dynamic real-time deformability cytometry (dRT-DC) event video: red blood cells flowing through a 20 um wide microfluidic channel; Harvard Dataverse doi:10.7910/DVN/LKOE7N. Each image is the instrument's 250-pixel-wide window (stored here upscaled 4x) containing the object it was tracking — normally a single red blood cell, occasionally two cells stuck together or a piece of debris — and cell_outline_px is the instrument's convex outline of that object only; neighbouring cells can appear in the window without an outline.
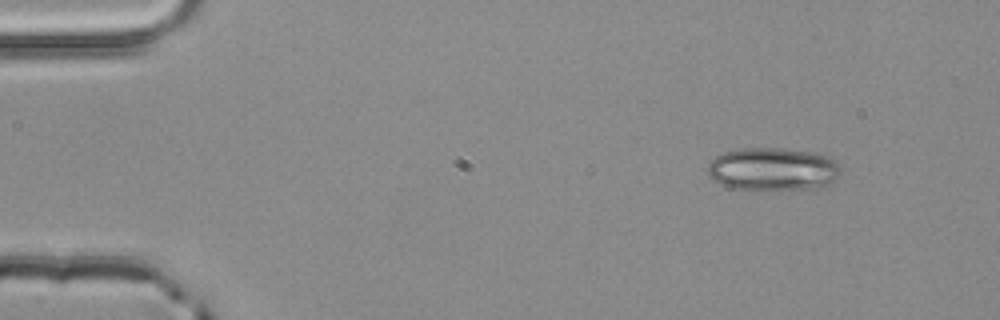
{"species": "common noctule bat (a hibernating species)", "species_latin": "Nyctalus noctula", "temperature_condition": "room temperature", "stored_images_in_passage": 3, "camera_frame_rate_fps": 3000, "um_per_image_px": 0.085, "animal": {"sex": "male", "body_mass_g": 20.4}, "frame": {"image": 1, "passage_image": 1, "time_ms": 0.0, "image_size_px": [1000, 320], "cell_outline_px": [[840, 172], [828, 188], [748, 192], [728, 188], [712, 180], [708, 176], [708, 164], [716, 156], [724, 152], [740, 148], [780, 148], [816, 152], [828, 156], [836, 160], [840, 168]], "centroid_in_image_um": [65.7, 14.43], "position_along_channel_um": 19.3, "area_um2": 34.8}}